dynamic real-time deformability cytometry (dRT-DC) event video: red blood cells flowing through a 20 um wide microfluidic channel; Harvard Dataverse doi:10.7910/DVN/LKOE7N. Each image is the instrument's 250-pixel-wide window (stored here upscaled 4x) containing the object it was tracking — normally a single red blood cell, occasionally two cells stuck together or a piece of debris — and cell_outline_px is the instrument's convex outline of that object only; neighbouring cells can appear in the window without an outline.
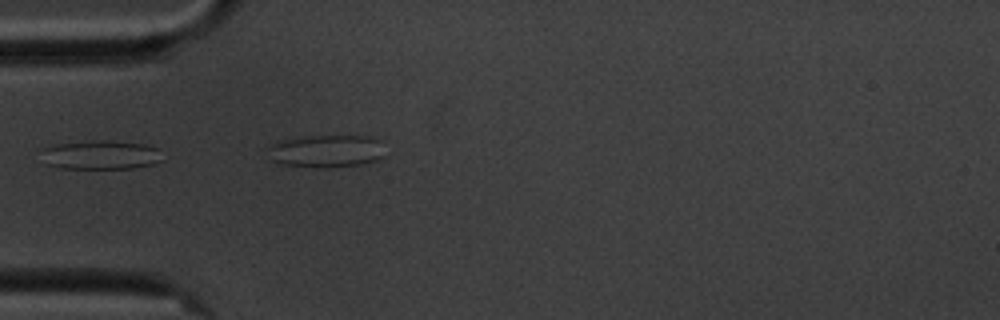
{"species": "common noctule bat (a hibernating species)", "species_latin": "Nyctalus noctula", "temperature_condition": "cold", "stored_images_in_passage": 3, "camera_frame_rate_fps": 3000, "um_per_image_px": 0.085, "animal": {"sex": "male", "body_mass_g": 20.1, "forearm_length_mm": 53.5}, "frame": {"image": 1, "passage_image": 2, "time_ms": 1.0, "image_size_px": [1000, 320], "cell_outline_px": [[164, 160], [152, 164], [132, 168], [60, 168], [44, 164], [44, 148], [56, 144], [92, 140], [104, 140], [144, 144], [160, 148]], "centroid_in_image_um": [8.62, 13.16], "position_along_channel_um": 76.4, "area_um2": 20.52}}